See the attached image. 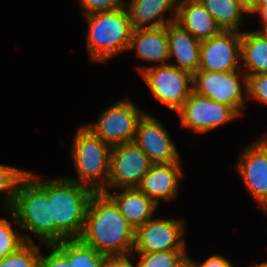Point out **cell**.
<instances>
[{"label": "cell", "instance_id": "6da1fadb", "mask_svg": "<svg viewBox=\"0 0 267 267\" xmlns=\"http://www.w3.org/2000/svg\"><path fill=\"white\" fill-rule=\"evenodd\" d=\"M79 239L110 260L129 261L134 251L135 229L107 193L94 192Z\"/></svg>", "mask_w": 267, "mask_h": 267}, {"label": "cell", "instance_id": "7a4b0ae2", "mask_svg": "<svg viewBox=\"0 0 267 267\" xmlns=\"http://www.w3.org/2000/svg\"><path fill=\"white\" fill-rule=\"evenodd\" d=\"M21 230L39 239L40 245H54V221L48 201V180L31 171L20 180L8 209Z\"/></svg>", "mask_w": 267, "mask_h": 267}, {"label": "cell", "instance_id": "3957f363", "mask_svg": "<svg viewBox=\"0 0 267 267\" xmlns=\"http://www.w3.org/2000/svg\"><path fill=\"white\" fill-rule=\"evenodd\" d=\"M93 193L88 186L70 181L67 177L48 180V201L51 221H54V244L65 239H79Z\"/></svg>", "mask_w": 267, "mask_h": 267}, {"label": "cell", "instance_id": "277c9868", "mask_svg": "<svg viewBox=\"0 0 267 267\" xmlns=\"http://www.w3.org/2000/svg\"><path fill=\"white\" fill-rule=\"evenodd\" d=\"M86 49L90 61L103 63L128 51L132 26L126 7L113 11L96 12L86 16Z\"/></svg>", "mask_w": 267, "mask_h": 267}, {"label": "cell", "instance_id": "5b68a950", "mask_svg": "<svg viewBox=\"0 0 267 267\" xmlns=\"http://www.w3.org/2000/svg\"><path fill=\"white\" fill-rule=\"evenodd\" d=\"M74 135L71 154L78 179H67L102 192L108 183L112 147L95 136L89 129L80 126Z\"/></svg>", "mask_w": 267, "mask_h": 267}, {"label": "cell", "instance_id": "8992f818", "mask_svg": "<svg viewBox=\"0 0 267 267\" xmlns=\"http://www.w3.org/2000/svg\"><path fill=\"white\" fill-rule=\"evenodd\" d=\"M145 113L126 97L106 108L96 122L86 124L85 127L114 147L134 141L137 125Z\"/></svg>", "mask_w": 267, "mask_h": 267}, {"label": "cell", "instance_id": "52a82bcc", "mask_svg": "<svg viewBox=\"0 0 267 267\" xmlns=\"http://www.w3.org/2000/svg\"><path fill=\"white\" fill-rule=\"evenodd\" d=\"M192 83L196 94L231 106L243 115L245 99L248 98V76L242 70L197 71L192 75Z\"/></svg>", "mask_w": 267, "mask_h": 267}, {"label": "cell", "instance_id": "ba28073f", "mask_svg": "<svg viewBox=\"0 0 267 267\" xmlns=\"http://www.w3.org/2000/svg\"><path fill=\"white\" fill-rule=\"evenodd\" d=\"M155 99L178 111L193 91L192 74L173 65H156L141 73Z\"/></svg>", "mask_w": 267, "mask_h": 267}, {"label": "cell", "instance_id": "9c48e42d", "mask_svg": "<svg viewBox=\"0 0 267 267\" xmlns=\"http://www.w3.org/2000/svg\"><path fill=\"white\" fill-rule=\"evenodd\" d=\"M181 126L194 133H206L236 120L241 115L231 106L191 92L182 107L176 112Z\"/></svg>", "mask_w": 267, "mask_h": 267}, {"label": "cell", "instance_id": "30bf717a", "mask_svg": "<svg viewBox=\"0 0 267 267\" xmlns=\"http://www.w3.org/2000/svg\"><path fill=\"white\" fill-rule=\"evenodd\" d=\"M153 164L134 142L112 147L108 183L102 192L137 187Z\"/></svg>", "mask_w": 267, "mask_h": 267}, {"label": "cell", "instance_id": "8fae6325", "mask_svg": "<svg viewBox=\"0 0 267 267\" xmlns=\"http://www.w3.org/2000/svg\"><path fill=\"white\" fill-rule=\"evenodd\" d=\"M185 219L151 218L135 230L132 253L185 250Z\"/></svg>", "mask_w": 267, "mask_h": 267}, {"label": "cell", "instance_id": "7c38bea8", "mask_svg": "<svg viewBox=\"0 0 267 267\" xmlns=\"http://www.w3.org/2000/svg\"><path fill=\"white\" fill-rule=\"evenodd\" d=\"M246 146L238 157L235 169L245 189L262 211L267 213V136Z\"/></svg>", "mask_w": 267, "mask_h": 267}, {"label": "cell", "instance_id": "4fadbf2b", "mask_svg": "<svg viewBox=\"0 0 267 267\" xmlns=\"http://www.w3.org/2000/svg\"><path fill=\"white\" fill-rule=\"evenodd\" d=\"M241 70V32L222 31L201 41L198 71L229 72Z\"/></svg>", "mask_w": 267, "mask_h": 267}, {"label": "cell", "instance_id": "5bb4252c", "mask_svg": "<svg viewBox=\"0 0 267 267\" xmlns=\"http://www.w3.org/2000/svg\"><path fill=\"white\" fill-rule=\"evenodd\" d=\"M165 128L159 119L148 112L137 125L133 142L154 164L180 162L175 143Z\"/></svg>", "mask_w": 267, "mask_h": 267}, {"label": "cell", "instance_id": "9a60e30c", "mask_svg": "<svg viewBox=\"0 0 267 267\" xmlns=\"http://www.w3.org/2000/svg\"><path fill=\"white\" fill-rule=\"evenodd\" d=\"M182 177L180 162L157 163L151 166L137 188L159 206L160 200L166 202L176 198Z\"/></svg>", "mask_w": 267, "mask_h": 267}, {"label": "cell", "instance_id": "2e32d148", "mask_svg": "<svg viewBox=\"0 0 267 267\" xmlns=\"http://www.w3.org/2000/svg\"><path fill=\"white\" fill-rule=\"evenodd\" d=\"M135 49L136 56L142 61L154 62L155 65L139 66L140 74L152 66L168 64L169 42L167 37V25L133 29L128 50Z\"/></svg>", "mask_w": 267, "mask_h": 267}, {"label": "cell", "instance_id": "e0dca14e", "mask_svg": "<svg viewBox=\"0 0 267 267\" xmlns=\"http://www.w3.org/2000/svg\"><path fill=\"white\" fill-rule=\"evenodd\" d=\"M179 0H129L125 2L132 29L153 28L175 22ZM128 4V5H127ZM173 13L171 18L164 15Z\"/></svg>", "mask_w": 267, "mask_h": 267}, {"label": "cell", "instance_id": "ac0fdd59", "mask_svg": "<svg viewBox=\"0 0 267 267\" xmlns=\"http://www.w3.org/2000/svg\"><path fill=\"white\" fill-rule=\"evenodd\" d=\"M175 23L199 41L207 40L222 32L200 0H179Z\"/></svg>", "mask_w": 267, "mask_h": 267}, {"label": "cell", "instance_id": "d6986e66", "mask_svg": "<svg viewBox=\"0 0 267 267\" xmlns=\"http://www.w3.org/2000/svg\"><path fill=\"white\" fill-rule=\"evenodd\" d=\"M169 42V62L175 58L176 62L168 63L192 75L198 71L200 64L201 41L193 37L177 23L167 24Z\"/></svg>", "mask_w": 267, "mask_h": 267}, {"label": "cell", "instance_id": "ffe728a7", "mask_svg": "<svg viewBox=\"0 0 267 267\" xmlns=\"http://www.w3.org/2000/svg\"><path fill=\"white\" fill-rule=\"evenodd\" d=\"M119 191L114 194L107 192V194L114 200L123 216L135 230L153 218L158 205L145 193L137 187L119 188Z\"/></svg>", "mask_w": 267, "mask_h": 267}, {"label": "cell", "instance_id": "44dd1931", "mask_svg": "<svg viewBox=\"0 0 267 267\" xmlns=\"http://www.w3.org/2000/svg\"><path fill=\"white\" fill-rule=\"evenodd\" d=\"M241 70L248 77L267 74V37L263 32L241 31Z\"/></svg>", "mask_w": 267, "mask_h": 267}, {"label": "cell", "instance_id": "7402d4cb", "mask_svg": "<svg viewBox=\"0 0 267 267\" xmlns=\"http://www.w3.org/2000/svg\"><path fill=\"white\" fill-rule=\"evenodd\" d=\"M54 245L67 257L71 267H104L110 261L80 239H65Z\"/></svg>", "mask_w": 267, "mask_h": 267}, {"label": "cell", "instance_id": "603a6c76", "mask_svg": "<svg viewBox=\"0 0 267 267\" xmlns=\"http://www.w3.org/2000/svg\"><path fill=\"white\" fill-rule=\"evenodd\" d=\"M213 16L222 31L240 32L244 14L247 13L237 0H200Z\"/></svg>", "mask_w": 267, "mask_h": 267}, {"label": "cell", "instance_id": "cb8c5ba5", "mask_svg": "<svg viewBox=\"0 0 267 267\" xmlns=\"http://www.w3.org/2000/svg\"><path fill=\"white\" fill-rule=\"evenodd\" d=\"M185 250H169L153 253H132L131 267H177L188 255ZM138 255L140 261L135 265L132 260Z\"/></svg>", "mask_w": 267, "mask_h": 267}, {"label": "cell", "instance_id": "d4e9b609", "mask_svg": "<svg viewBox=\"0 0 267 267\" xmlns=\"http://www.w3.org/2000/svg\"><path fill=\"white\" fill-rule=\"evenodd\" d=\"M4 211L9 214L12 221H9L8 218H0V260L16 251L25 242H34L28 235L20 236L12 229L11 222L17 224L16 219L9 210L4 209Z\"/></svg>", "mask_w": 267, "mask_h": 267}, {"label": "cell", "instance_id": "484cf974", "mask_svg": "<svg viewBox=\"0 0 267 267\" xmlns=\"http://www.w3.org/2000/svg\"><path fill=\"white\" fill-rule=\"evenodd\" d=\"M34 242H25L0 260V267H39L41 250Z\"/></svg>", "mask_w": 267, "mask_h": 267}, {"label": "cell", "instance_id": "4316f807", "mask_svg": "<svg viewBox=\"0 0 267 267\" xmlns=\"http://www.w3.org/2000/svg\"><path fill=\"white\" fill-rule=\"evenodd\" d=\"M27 170L0 164V192H3V205L6 210L12 204L20 180L27 174Z\"/></svg>", "mask_w": 267, "mask_h": 267}, {"label": "cell", "instance_id": "83f0119b", "mask_svg": "<svg viewBox=\"0 0 267 267\" xmlns=\"http://www.w3.org/2000/svg\"><path fill=\"white\" fill-rule=\"evenodd\" d=\"M82 7V15L96 12L113 11L125 6L124 0H78Z\"/></svg>", "mask_w": 267, "mask_h": 267}, {"label": "cell", "instance_id": "f1b7e54d", "mask_svg": "<svg viewBox=\"0 0 267 267\" xmlns=\"http://www.w3.org/2000/svg\"><path fill=\"white\" fill-rule=\"evenodd\" d=\"M247 99H255L267 105V74H256L248 77Z\"/></svg>", "mask_w": 267, "mask_h": 267}, {"label": "cell", "instance_id": "f546056e", "mask_svg": "<svg viewBox=\"0 0 267 267\" xmlns=\"http://www.w3.org/2000/svg\"><path fill=\"white\" fill-rule=\"evenodd\" d=\"M43 247L48 248V253L41 254L39 267H71L67 257L55 245Z\"/></svg>", "mask_w": 267, "mask_h": 267}, {"label": "cell", "instance_id": "4dcf8cb0", "mask_svg": "<svg viewBox=\"0 0 267 267\" xmlns=\"http://www.w3.org/2000/svg\"><path fill=\"white\" fill-rule=\"evenodd\" d=\"M193 267H233L228 259L224 256L215 254L208 257L203 263L192 260Z\"/></svg>", "mask_w": 267, "mask_h": 267}, {"label": "cell", "instance_id": "1f68e13d", "mask_svg": "<svg viewBox=\"0 0 267 267\" xmlns=\"http://www.w3.org/2000/svg\"><path fill=\"white\" fill-rule=\"evenodd\" d=\"M252 14H258L260 16L263 27H261L258 31L262 32L265 28H267V1H258V6Z\"/></svg>", "mask_w": 267, "mask_h": 267}, {"label": "cell", "instance_id": "d6a6232c", "mask_svg": "<svg viewBox=\"0 0 267 267\" xmlns=\"http://www.w3.org/2000/svg\"><path fill=\"white\" fill-rule=\"evenodd\" d=\"M240 6L249 14L256 10L259 0H237Z\"/></svg>", "mask_w": 267, "mask_h": 267}, {"label": "cell", "instance_id": "836d02e7", "mask_svg": "<svg viewBox=\"0 0 267 267\" xmlns=\"http://www.w3.org/2000/svg\"><path fill=\"white\" fill-rule=\"evenodd\" d=\"M104 267H131L128 260H110Z\"/></svg>", "mask_w": 267, "mask_h": 267}, {"label": "cell", "instance_id": "e575fe53", "mask_svg": "<svg viewBox=\"0 0 267 267\" xmlns=\"http://www.w3.org/2000/svg\"><path fill=\"white\" fill-rule=\"evenodd\" d=\"M177 267H193L191 258L187 256Z\"/></svg>", "mask_w": 267, "mask_h": 267}, {"label": "cell", "instance_id": "d590c367", "mask_svg": "<svg viewBox=\"0 0 267 267\" xmlns=\"http://www.w3.org/2000/svg\"><path fill=\"white\" fill-rule=\"evenodd\" d=\"M250 267H267V261H264V262L259 263V264H255V265L250 266Z\"/></svg>", "mask_w": 267, "mask_h": 267}, {"label": "cell", "instance_id": "8d00e7d4", "mask_svg": "<svg viewBox=\"0 0 267 267\" xmlns=\"http://www.w3.org/2000/svg\"><path fill=\"white\" fill-rule=\"evenodd\" d=\"M262 32L267 37V28H265Z\"/></svg>", "mask_w": 267, "mask_h": 267}]
</instances>
